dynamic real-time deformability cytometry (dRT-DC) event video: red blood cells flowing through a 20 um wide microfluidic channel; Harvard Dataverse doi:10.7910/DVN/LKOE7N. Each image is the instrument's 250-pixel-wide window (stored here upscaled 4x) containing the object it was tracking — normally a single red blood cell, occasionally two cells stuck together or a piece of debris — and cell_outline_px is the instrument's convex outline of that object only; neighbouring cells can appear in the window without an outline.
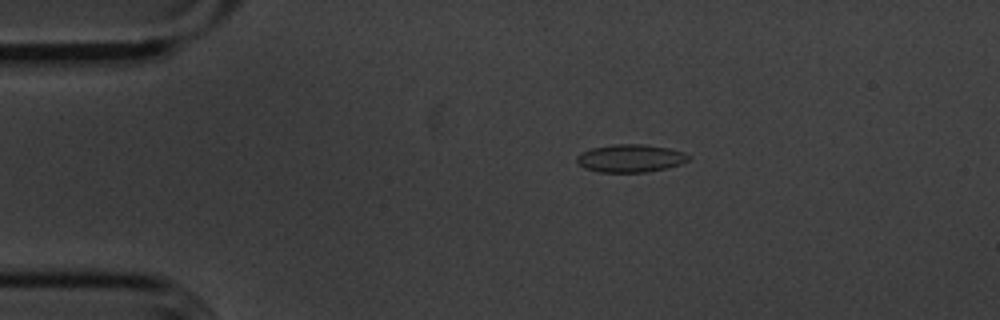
{"species": "common noctule bat (a hibernating species)", "species_latin": "Nyctalus noctula", "temperature_condition": "cold", "stored_images_in_passage": 46, "camera_frame_rate_fps": 3000, "um_per_image_px": 0.085, "animal": {"sex": "male", "body_mass_g": 20.1, "forearm_length_mm": 53.5}, "frame": {"image": 1, "passage_image": 1, "time_ms": 0.0, "image_size_px": [1000, 320], "cell_outline_px": [[692, 156], [688, 160], [680, 164], [648, 172], [600, 172], [584, 168], [576, 160], [576, 156], [592, 148], [616, 144], [640, 144], [668, 148], [684, 152]], "centroid_in_image_um": [53.6, 13.46], "position_along_channel_um": 31.4, "area_um2": 17.92}}
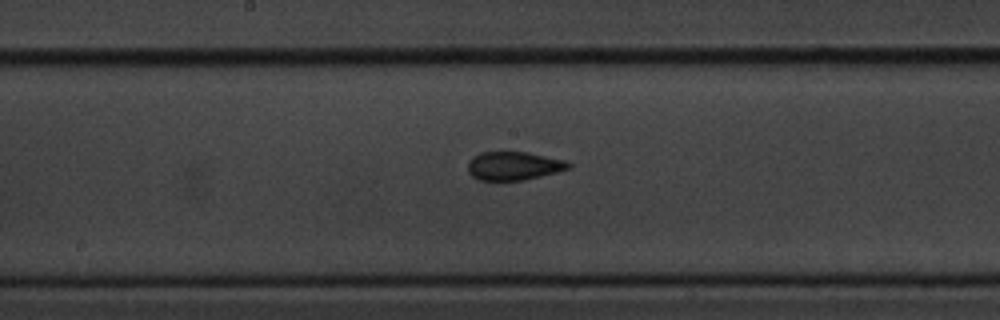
{"frame": {"image": 2, "passage_image": 19, "time_ms": 6.0, "image_size_px": [1000, 320], "cell_outline_px": [[572, 168], [524, 180], [476, 180], [468, 172], [468, 160], [480, 152], [528, 152], [564, 160], [572, 164]], "centroid_in_image_um": [43.65, 14.1], "position_along_channel_um": 204.5, "area_um2": 16.76}}
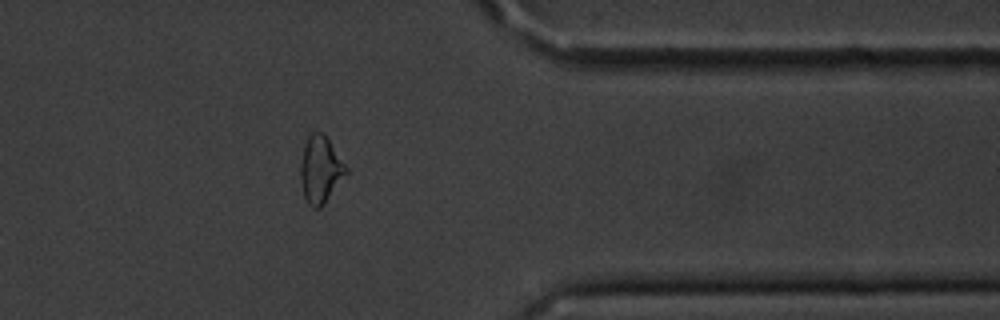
{"frame": {"image": 3, "passage_image": 35, "time_ms": 11.333, "image_size_px": [1000, 320], "cell_outline_px": [[348, 172], [324, 204], [320, 208], [312, 208], [308, 204], [304, 196], [300, 180], [300, 164], [304, 144], [308, 136], [312, 132], [324, 132], [348, 168]], "centroid_in_image_um": [27.23, 14.4], "position_along_channel_um": 384.2, "area_um2": 17.92}, "authors_computed_cell_mechanics": {"area_um2": 17.1666, "velocity_mm_per_s": 3.609, "shape_relaxation_time_tau1_ms": 6.8938, "shape_relaxation_time_tau2_ms": 1.1458, "deformation_change_tau1": 0.1549, "deformation_change_tau2": 0.0635}}